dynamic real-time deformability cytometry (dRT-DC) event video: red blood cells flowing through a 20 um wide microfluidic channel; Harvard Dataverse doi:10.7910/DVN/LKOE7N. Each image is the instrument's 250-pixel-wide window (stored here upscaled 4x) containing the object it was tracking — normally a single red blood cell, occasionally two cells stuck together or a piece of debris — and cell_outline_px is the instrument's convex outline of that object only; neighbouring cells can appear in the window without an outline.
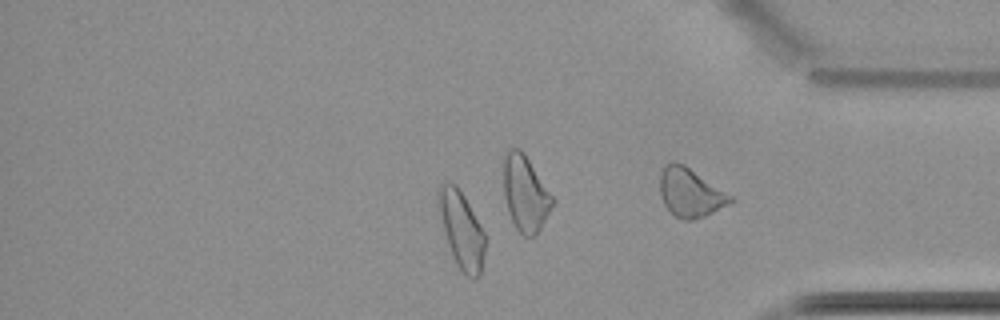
{"species": "common noctule bat (a hibernating species)", "species_latin": "Nyctalus noctula", "temperature_condition": "cold", "stored_images_in_passage": 39, "camera_frame_rate_fps": 3000, "um_per_image_px": 0.085, "animal": {"sex": "female", "body_mass_g": 22.7, "forearm_length_mm": 54.2}, "frame": {"image": 1, "passage_image": 34, "time_ms": 11.0, "image_size_px": [1000, 320], "cell_outline_px": [[484, 252], [480, 276], [476, 280], [472, 280], [464, 276], [456, 264], [452, 256], [444, 232], [436, 204], [436, 192], [440, 184], [444, 180], [456, 184], [464, 196], [484, 232]], "centroid_in_image_um": [39.18, 19.53], "position_along_channel_um": 396.0, "area_um2": 21.27}, "authors_computed_cell_mechanics": {"area_um2": 18.7272, "velocity_mm_per_s": 3.4653, "shape_relaxation_time_tau1_ms": null, "shape_relaxation_time_tau2_ms": 2.5815, "deformation_change_tau1": null, "deformation_change_tau2": 0.0548}}